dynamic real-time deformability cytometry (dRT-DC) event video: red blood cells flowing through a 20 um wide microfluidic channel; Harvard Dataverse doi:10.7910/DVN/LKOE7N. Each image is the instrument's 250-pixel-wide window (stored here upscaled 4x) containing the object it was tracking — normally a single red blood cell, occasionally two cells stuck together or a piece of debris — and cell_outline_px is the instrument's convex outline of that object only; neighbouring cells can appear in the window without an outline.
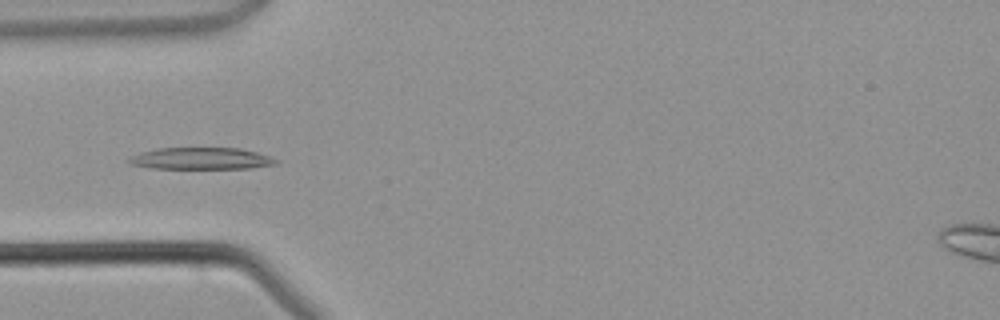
{"species": "common noctule bat (a hibernating species)", "species_latin": "Nyctalus noctula", "temperature_condition": "warm", "stored_images_in_passage": 44, "camera_frame_rate_fps": 3000, "um_per_image_px": 0.085, "animal": {"sex": "male", "body_mass_g": 21.5, "forearm_length_mm": 52.0}, "frame": {"image": 1, "passage_image": 13, "time_ms": 4.0, "image_size_px": [1000, 320], "cell_outline_px": [[280, 160], [276, 164], [248, 168], [152, 168], [128, 164], [124, 160], [140, 152], [160, 148], [240, 148], [256, 152]], "centroid_in_image_um": [17.05, 13.47], "position_along_channel_um": 68.0, "area_um2": 18.61}}
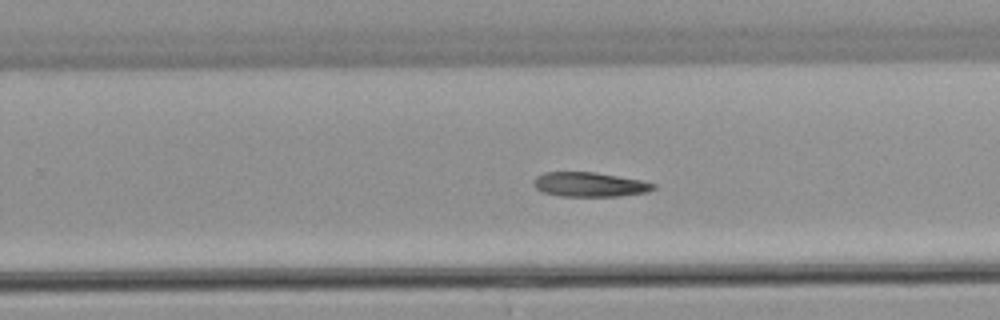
{"frame": {"image": 2, "passage_image": 27, "time_ms": 8.667, "image_size_px": [1000, 320], "cell_outline_px": [[656, 188], [648, 192], [620, 196], [560, 196], [540, 192], [532, 184], [532, 180], [536, 176], [544, 172], [596, 172], [640, 180], [656, 184]], "centroid_in_image_um": [50.08, 15.68], "position_along_channel_um": 279.7, "area_um2": 17.28}}
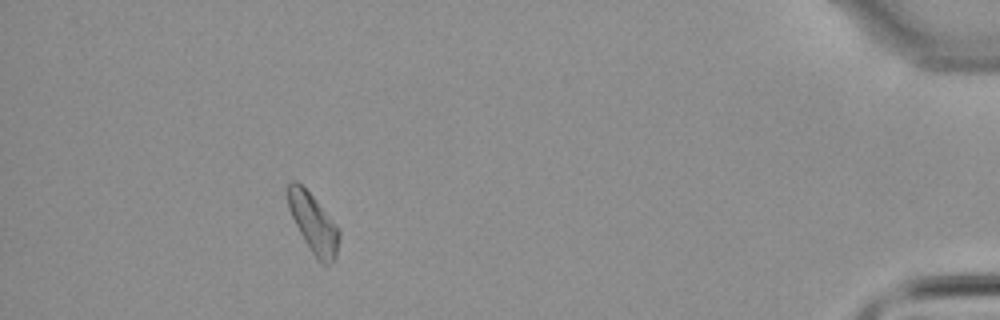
{"frame": {"image": 3, "passage_image": 40, "time_ms": 13.0, "image_size_px": [1000, 320], "cell_outline_px": [[340, 236], [336, 256], [328, 268], [324, 268], [320, 264], [304, 240], [288, 208], [284, 188], [292, 180], [296, 180], [312, 196], [336, 224], [340, 232]], "centroid_in_image_um": [26.62, 19.01], "position_along_channel_um": 408.6, "area_um2": 17.86}}